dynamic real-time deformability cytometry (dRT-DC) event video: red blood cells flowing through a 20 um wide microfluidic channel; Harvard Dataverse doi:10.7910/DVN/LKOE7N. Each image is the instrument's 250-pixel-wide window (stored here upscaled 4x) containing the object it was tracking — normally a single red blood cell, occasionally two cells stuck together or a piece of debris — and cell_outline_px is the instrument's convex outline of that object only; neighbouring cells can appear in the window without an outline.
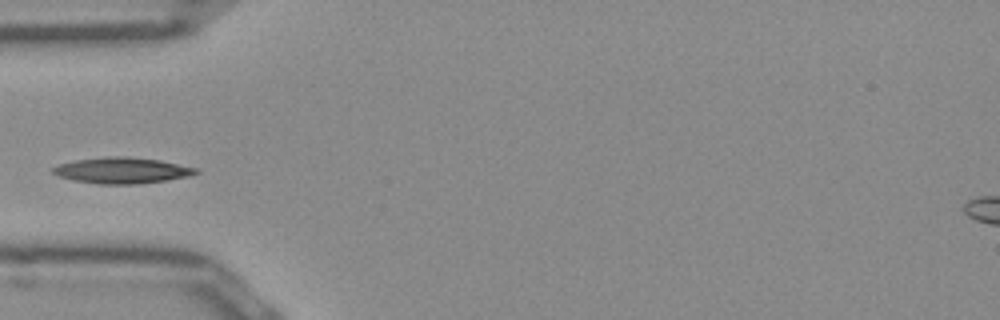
{"species": "Egyptian fruit bat (a non-hibernating species)", "species_latin": "Rousettus aegyptiacus", "temperature_condition": "room temperature", "stored_images_in_passage": 36, "camera_frame_rate_fps": 3000, "um_per_image_px": 0.085, "frame": {"image": 1, "passage_image": 1, "time_ms": 0.0, "image_size_px": [1000, 320], "cell_outline_px": [[200, 172], [188, 176], [168, 180], [136, 184], [96, 184], [72, 180], [60, 176], [52, 172], [52, 168], [60, 164], [76, 160], [108, 156], [128, 156], [160, 160], [196, 168]], "centroid_in_image_um": [10.37, 14.49], "position_along_channel_um": 74.6, "area_um2": 21.62}}
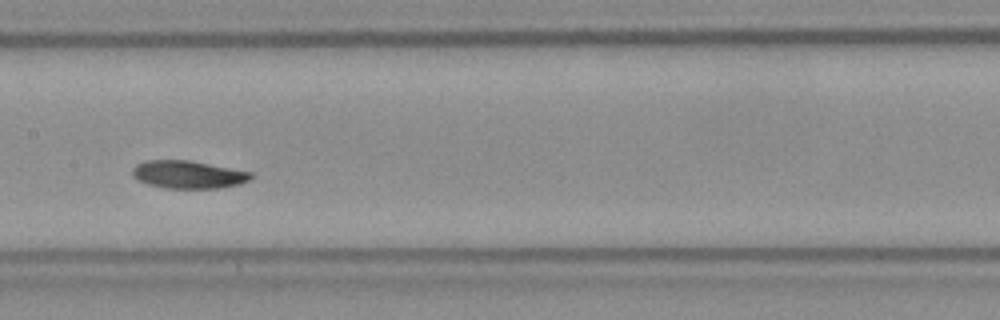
{"frame": {"image": 2, "passage_image": 10, "time_ms": 3.0, "image_size_px": [1000, 320], "cell_outline_px": [[252, 176], [248, 180], [240, 184], [220, 188], [164, 188], [148, 184], [132, 176], [132, 168], [136, 164], [148, 160], [188, 160], [252, 172]], "centroid_in_image_um": [15.98, 14.83], "position_along_channel_um": 191.4, "area_um2": 19.07}}
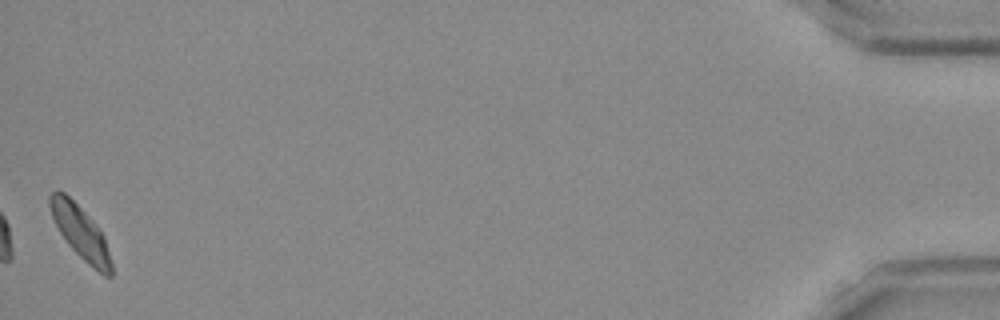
{"frame": {"image": 3, "passage_image": 36, "time_ms": 11.667, "image_size_px": [1000, 320], "cell_outline_px": [[112, 276], [104, 276], [88, 264], [68, 244], [60, 232], [52, 216], [48, 204], [48, 196], [56, 188], [64, 192], [92, 220], [104, 236], [112, 264]], "centroid_in_image_um": [6.82, 19.73], "position_along_channel_um": 428.4, "area_um2": 18.67}}